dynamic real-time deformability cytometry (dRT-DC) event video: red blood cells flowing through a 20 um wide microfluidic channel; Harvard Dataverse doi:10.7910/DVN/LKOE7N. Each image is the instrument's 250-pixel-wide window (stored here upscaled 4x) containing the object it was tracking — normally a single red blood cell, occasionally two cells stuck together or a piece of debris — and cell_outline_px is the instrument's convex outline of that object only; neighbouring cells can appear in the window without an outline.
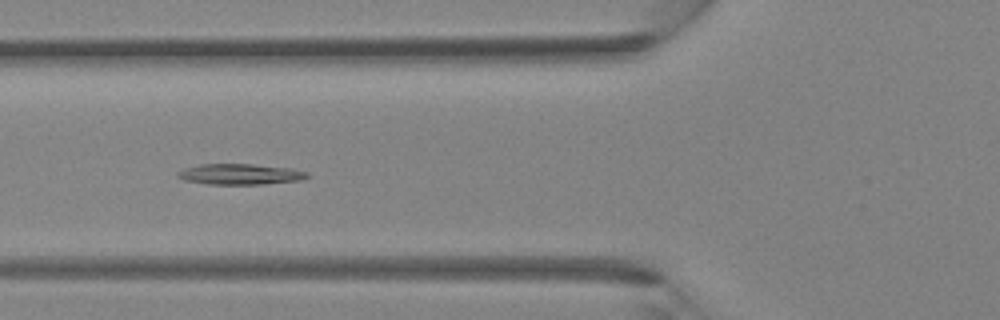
{"species": "Egyptian fruit bat (a non-hibernating species)", "species_latin": "Rousettus aegyptiacus", "temperature_condition": "room temperature", "stored_images_in_passage": 30, "camera_frame_rate_fps": 3000, "um_per_image_px": 0.085, "animal": {"sex": "female"}, "frame": {"image": 1, "passage_image": 5, "time_ms": 1.333, "image_size_px": [1000, 320], "cell_outline_px": [[308, 176], [300, 180], [264, 184], [208, 184], [184, 180], [176, 176], [176, 172], [184, 168], [200, 164], [252, 164], [292, 168], [308, 172]], "centroid_in_image_um": [20.38, 14.8], "position_along_channel_um": 105.4, "area_um2": 15.66}}
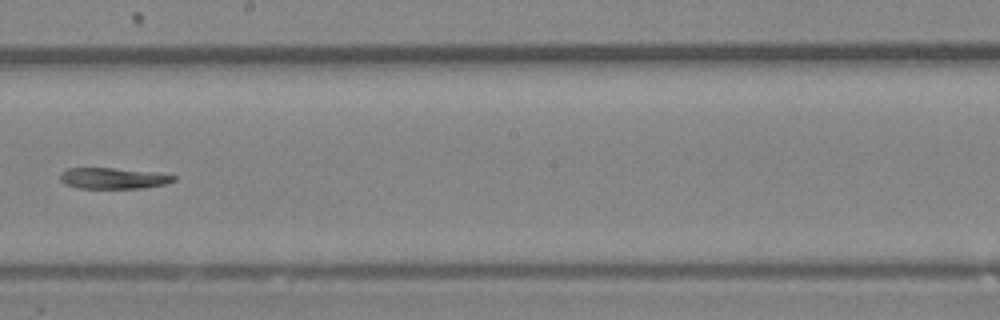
{"frame": {"image": 2, "passage_image": 13, "time_ms": 4.0, "image_size_px": [1000, 320], "cell_outline_px": [[176, 180], [164, 184], [140, 188], [76, 188], [64, 184], [60, 180], [60, 172], [68, 168], [112, 168], [156, 172], [176, 176]], "centroid_in_image_um": [9.58, 15.15], "position_along_channel_um": 238.6, "area_um2": 13.93}}
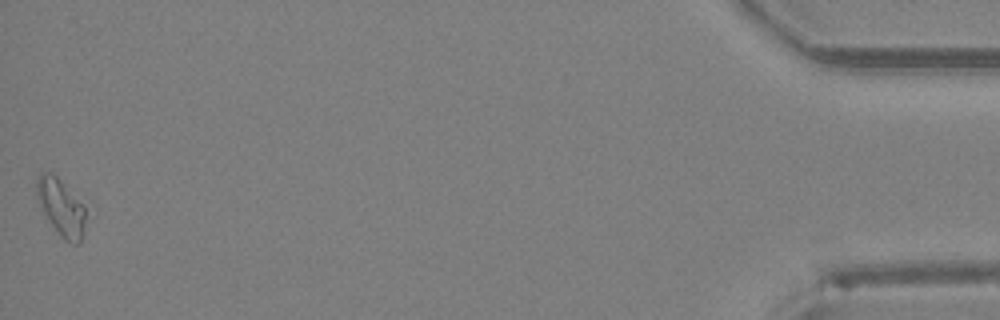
{"frame": {"image": 3, "passage_image": 30, "time_ms": 9.667, "image_size_px": [1000, 320], "cell_outline_px": [[84, 232], [80, 244], [72, 244], [64, 240], [60, 236], [44, 216], [36, 196], [36, 176], [40, 172], [52, 172], [84, 204]], "centroid_in_image_um": [5.16, 17.63], "position_along_channel_um": 430.0, "area_um2": 16.47}}